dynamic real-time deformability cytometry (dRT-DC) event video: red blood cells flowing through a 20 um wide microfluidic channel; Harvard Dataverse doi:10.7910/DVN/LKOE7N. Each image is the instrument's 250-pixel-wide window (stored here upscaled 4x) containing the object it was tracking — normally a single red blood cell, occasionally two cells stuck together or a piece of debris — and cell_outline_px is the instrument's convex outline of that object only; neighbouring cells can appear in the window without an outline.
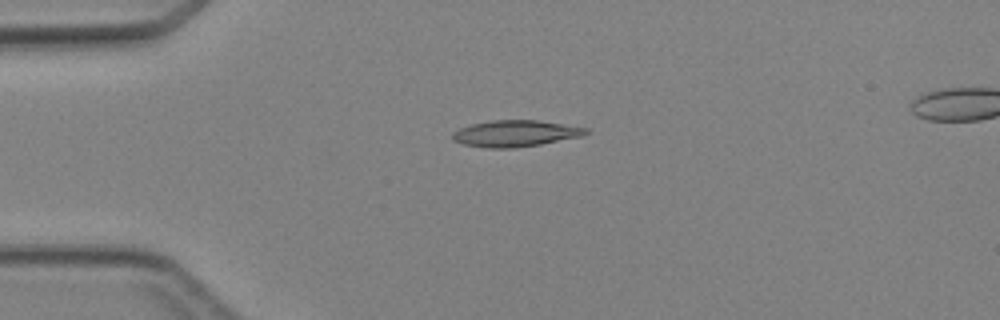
{"species": "Egyptian fruit bat (a non-hibernating species)", "species_latin": "Rousettus aegyptiacus", "temperature_condition": "cold", "stored_images_in_passage": 5, "camera_frame_rate_fps": 3000, "um_per_image_px": 0.085, "animal": {"sex": "female"}, "frame": {"image": 1, "passage_image": 4, "time_ms": 3.333, "image_size_px": [1000, 320], "cell_outline_px": [[588, 132], [580, 136], [540, 144], [512, 148], [488, 148], [464, 144], [452, 140], [452, 132], [460, 128], [472, 124], [492, 120], [536, 120], [588, 128]], "centroid_in_image_um": [43.76, 11.34], "position_along_channel_um": 41.2, "area_um2": 20.23}}